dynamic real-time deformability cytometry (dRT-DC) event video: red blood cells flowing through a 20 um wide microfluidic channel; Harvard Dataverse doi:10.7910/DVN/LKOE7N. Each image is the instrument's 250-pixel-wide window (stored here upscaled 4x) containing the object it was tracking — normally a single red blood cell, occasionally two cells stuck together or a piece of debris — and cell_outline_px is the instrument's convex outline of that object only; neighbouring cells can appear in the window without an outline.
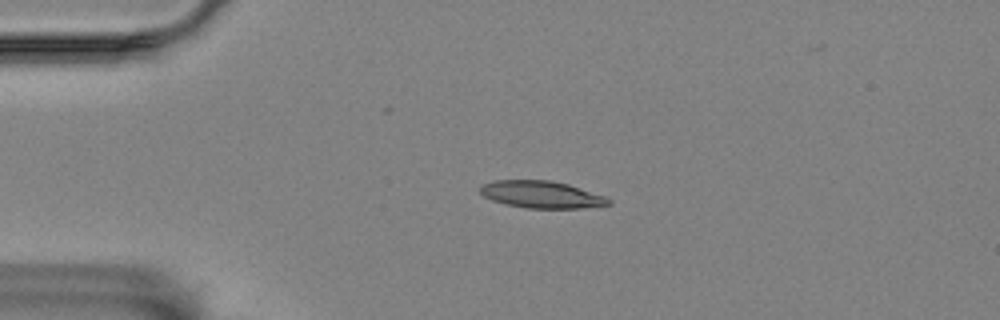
{"species": "Egyptian fruit bat (a non-hibernating species)", "species_latin": "Rousettus aegyptiacus", "temperature_condition": "room temperature", "stored_images_in_passage": 4, "camera_frame_rate_fps": 3000, "um_per_image_px": 0.085, "animal": {"sex": "female"}, "frame": {"image": 1, "passage_image": 3, "time_ms": 3.333, "image_size_px": [1000, 320], "cell_outline_px": [[612, 204], [584, 208], [528, 208], [508, 204], [492, 200], [484, 196], [480, 192], [480, 184], [496, 180], [552, 180], [568, 184], [604, 196], [612, 200]], "centroid_in_image_um": [46.03, 16.53], "position_along_channel_um": 39.0, "area_um2": 20.23}}